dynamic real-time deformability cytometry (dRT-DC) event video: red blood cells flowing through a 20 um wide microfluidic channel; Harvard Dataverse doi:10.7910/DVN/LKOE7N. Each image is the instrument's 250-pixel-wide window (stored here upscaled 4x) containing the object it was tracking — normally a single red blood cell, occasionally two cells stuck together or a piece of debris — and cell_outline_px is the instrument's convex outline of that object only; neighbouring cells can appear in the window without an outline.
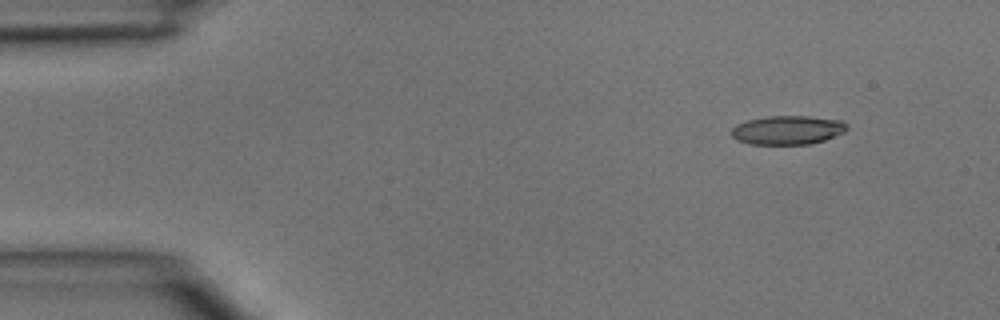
{"species": "common noctule bat (a hibernating species)", "species_latin": "Nyctalus noctula", "temperature_condition": "room temperature", "stored_images_in_passage": 5, "segment_of_instrument_passage": [2, 2], "camera_frame_rate_fps": 3000, "um_per_image_px": 0.085, "animal": {"sex": "male", "body_mass_g": 15.6}, "frame": {"image": 1, "passage_image": 5, "time_ms": 5.0, "image_size_px": [1000, 320], "cell_outline_px": [[848, 128], [844, 132], [824, 140], [808, 144], [748, 144], [736, 140], [732, 136], [732, 128], [736, 124], [748, 120], [768, 116], [808, 116], [840, 120], [848, 124]], "centroid_in_image_um": [66.94, 11.05], "position_along_channel_um": 18.1, "area_um2": 19.42}}